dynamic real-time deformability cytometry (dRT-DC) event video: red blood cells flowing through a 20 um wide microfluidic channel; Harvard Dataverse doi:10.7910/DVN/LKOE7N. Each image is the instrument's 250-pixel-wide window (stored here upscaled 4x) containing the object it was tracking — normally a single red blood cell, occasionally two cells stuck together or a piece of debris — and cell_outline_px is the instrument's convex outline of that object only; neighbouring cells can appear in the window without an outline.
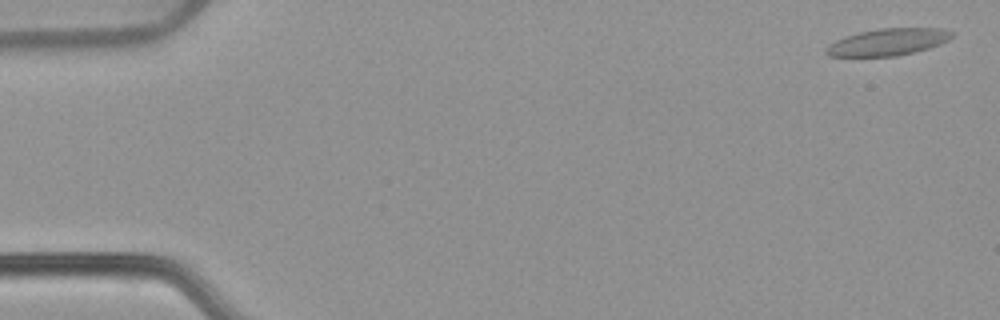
{"species": "common noctule bat (a hibernating species)", "species_latin": "Nyctalus noctula", "temperature_condition": "warm", "stored_images_in_passage": 56, "camera_frame_rate_fps": 3000, "um_per_image_px": 0.085, "animal": {"sex": "female", "body_mass_g": 22.7, "forearm_length_mm": 54.2}, "frame": {"image": 1, "passage_image": 2, "time_ms": 0.333, "image_size_px": [1000, 320], "cell_outline_px": [[952, 36], [948, 40], [940, 44], [928, 48], [896, 56], [828, 56], [824, 52], [824, 48], [828, 44], [844, 36], [860, 32], [880, 28], [944, 28], [952, 32]], "centroid_in_image_um": [75.43, 3.57], "position_along_channel_um": 9.6, "area_um2": 19.71}}
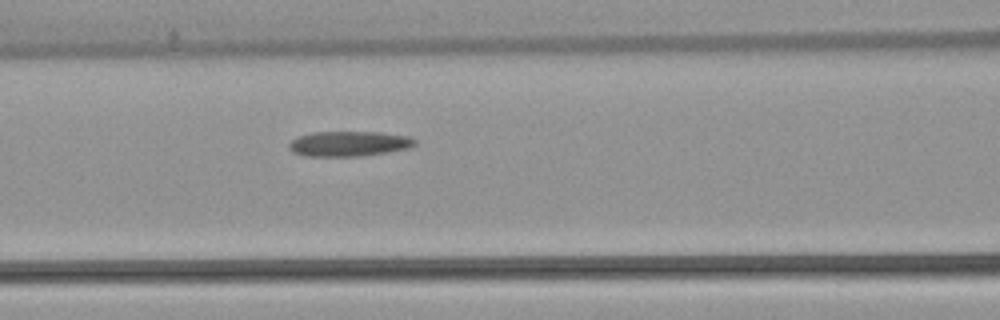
{"frame": {"image": 2, "passage_image": 24, "time_ms": 7.667, "image_size_px": [1000, 320], "cell_outline_px": [[416, 144], [408, 148], [388, 152], [360, 156], [304, 156], [292, 152], [288, 148], [288, 144], [296, 136], [312, 132], [380, 132], [408, 136], [416, 140]], "centroid_in_image_um": [29.62, 12.21], "position_along_channel_um": 137.0, "area_um2": 18.55}}
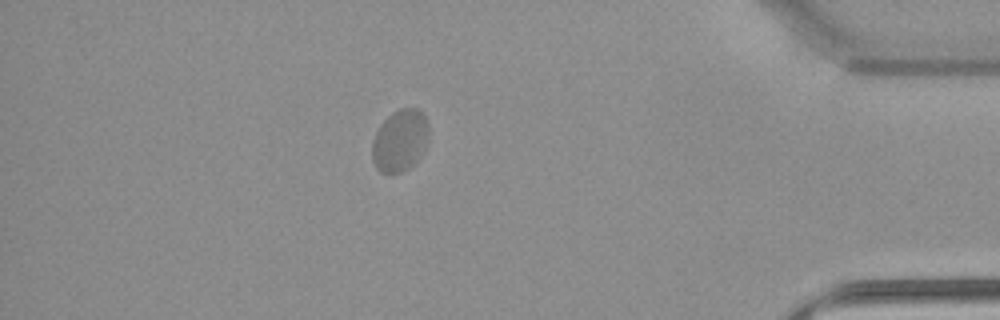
{"frame": {"image": 3, "passage_image": 49, "time_ms": 16.0, "image_size_px": [1000, 320], "cell_outline_px": [[428, 140], [416, 164], [404, 172], [380, 172], [376, 168], [372, 160], [372, 140], [380, 124], [392, 112], [400, 108], [416, 108], [428, 120]], "centroid_in_image_um": [33.99, 11.96], "position_along_channel_um": 401.2, "area_um2": 20.63}}